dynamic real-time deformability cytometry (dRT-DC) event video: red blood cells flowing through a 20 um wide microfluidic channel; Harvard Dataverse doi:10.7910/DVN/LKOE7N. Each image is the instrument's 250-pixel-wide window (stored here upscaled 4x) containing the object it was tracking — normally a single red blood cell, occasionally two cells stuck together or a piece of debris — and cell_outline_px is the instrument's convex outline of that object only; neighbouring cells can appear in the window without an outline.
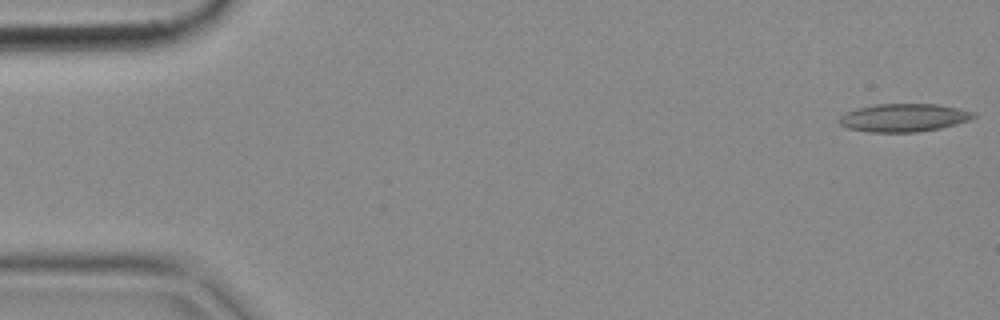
{"species": "common noctule bat (a hibernating species)", "species_latin": "Nyctalus noctula", "temperature_condition": "cold", "stored_images_in_passage": 3, "camera_frame_rate_fps": 3000, "um_per_image_px": 0.085, "animal": {"sex": "female", "body_mass_g": 18.4}, "frame": {"image": 1, "passage_image": 1, "time_ms": 0.0, "image_size_px": [1000, 320], "cell_outline_px": [[976, 116], [968, 120], [956, 124], [940, 128], [916, 132], [868, 132], [848, 128], [840, 124], [840, 116], [848, 112], [860, 108], [876, 104], [936, 104], [956, 108], [972, 112]], "centroid_in_image_um": [76.81, 10.01], "position_along_channel_um": 8.2, "area_um2": 21.56}}
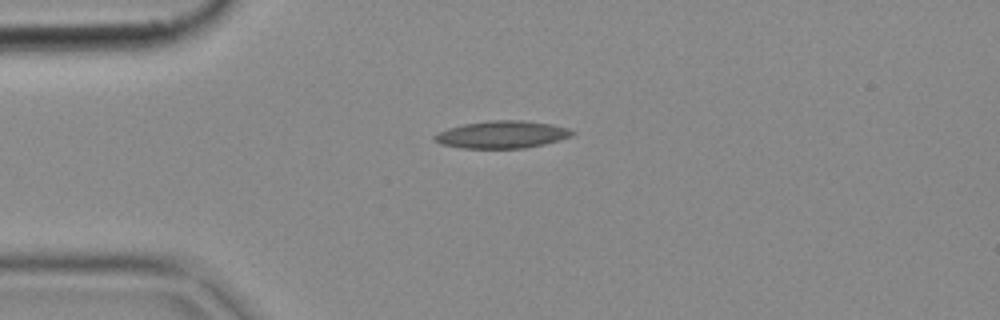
{"frame": {"image": 2, "passage_image": 3, "time_ms": 0.667, "image_size_px": [1000, 320], "cell_outline_px": [[576, 132], [572, 136], [560, 140], [544, 144], [524, 148], [460, 148], [440, 144], [432, 140], [432, 136], [436, 132], [448, 128], [464, 124], [492, 120], [520, 120], [548, 124], [568, 128]], "centroid_in_image_um": [42.62, 11.44], "position_along_channel_um": 42.4, "area_um2": 22.02}}